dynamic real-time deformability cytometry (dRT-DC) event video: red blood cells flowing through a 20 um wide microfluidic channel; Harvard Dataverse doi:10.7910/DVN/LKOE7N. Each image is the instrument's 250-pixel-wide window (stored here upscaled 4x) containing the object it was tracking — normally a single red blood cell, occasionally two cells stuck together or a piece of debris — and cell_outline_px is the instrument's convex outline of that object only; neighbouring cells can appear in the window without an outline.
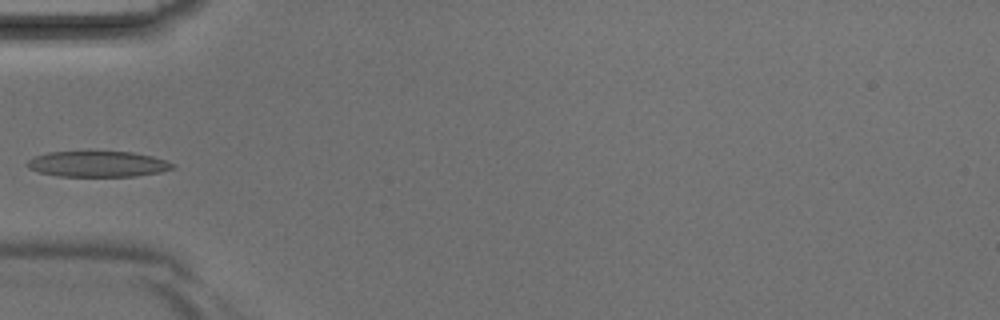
{"species": "Egyptian fruit bat (a non-hibernating species)", "species_latin": "Rousettus aegyptiacus", "temperature_condition": "room temperature", "stored_images_in_passage": 5, "camera_frame_rate_fps": 3000, "um_per_image_px": 0.085, "animal": {"sex": "male"}, "frame": {"image": 1, "passage_image": 5, "time_ms": 1.333, "image_size_px": [1000, 320], "cell_outline_px": [[176, 168], [160, 172], [136, 176], [56, 176], [40, 172], [28, 168], [24, 164], [28, 160], [36, 156], [48, 152], [132, 152], [152, 156], [176, 164]], "centroid_in_image_um": [8.32, 13.95], "position_along_channel_um": 76.7, "area_um2": 21.79}}